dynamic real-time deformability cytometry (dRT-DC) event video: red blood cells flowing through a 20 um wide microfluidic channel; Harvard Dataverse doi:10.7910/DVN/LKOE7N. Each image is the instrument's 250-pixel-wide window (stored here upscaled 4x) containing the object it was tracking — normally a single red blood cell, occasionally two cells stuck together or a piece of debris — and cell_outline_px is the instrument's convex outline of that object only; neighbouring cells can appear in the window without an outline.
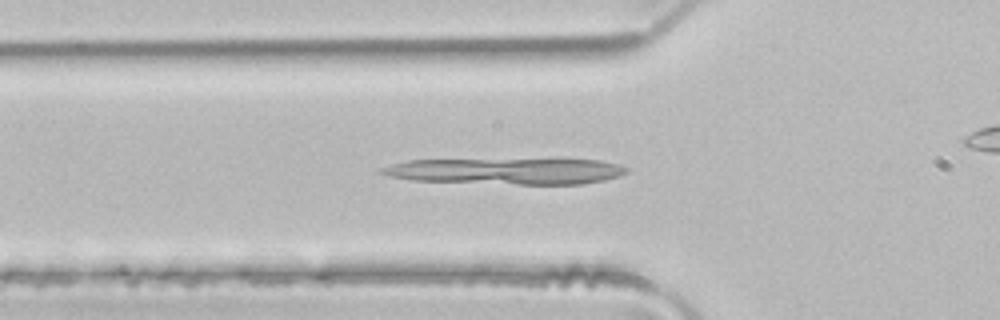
{"species": "common noctule bat (a hibernating species)", "species_latin": "Nyctalus noctula", "temperature_condition": "room temperature", "stored_images_in_passage": 49, "camera_frame_rate_fps": 3000, "um_per_image_px": 0.085, "animal": {"sex": "male", "body_mass_g": 21.5, "forearm_length_mm": 52.0}, "frame": {"image": 1, "passage_image": 16, "time_ms": 5.0, "image_size_px": [1000, 320], "cell_outline_px": [[628, 172], [620, 176], [604, 180], [584, 184], [516, 184], [412, 180], [388, 176], [380, 172], [380, 168], [392, 164], [408, 160], [600, 160], [620, 164], [628, 168]], "centroid_in_image_um": [43.08, 14.55], "position_along_channel_um": 82.7, "area_um2": 36.93}}